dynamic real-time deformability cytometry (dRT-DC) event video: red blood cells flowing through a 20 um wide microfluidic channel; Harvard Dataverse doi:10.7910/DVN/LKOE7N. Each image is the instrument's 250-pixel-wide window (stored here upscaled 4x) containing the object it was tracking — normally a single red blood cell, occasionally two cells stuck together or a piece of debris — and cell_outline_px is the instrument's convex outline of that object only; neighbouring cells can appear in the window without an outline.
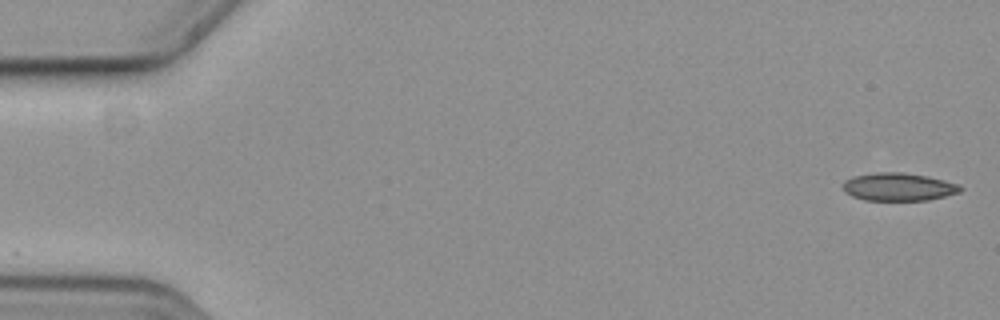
{"species": "common noctule bat (a hibernating species)", "species_latin": "Nyctalus noctula", "temperature_condition": "cold", "stored_images_in_passage": 57, "camera_frame_rate_fps": 3000, "um_per_image_px": 0.085, "animal": {"sex": "female", "body_mass_g": 19.3, "forearm_length_mm": 54.1}, "frame": {"image": 1, "passage_image": 1, "time_ms": 0.0, "image_size_px": [1000, 320], "cell_outline_px": [[964, 188], [960, 192], [928, 200], [864, 200], [852, 196], [844, 188], [844, 180], [852, 176], [876, 172], [904, 172], [928, 176], [960, 184]], "centroid_in_image_um": [76.41, 15.87], "position_along_channel_um": 8.6, "area_um2": 19.13}}
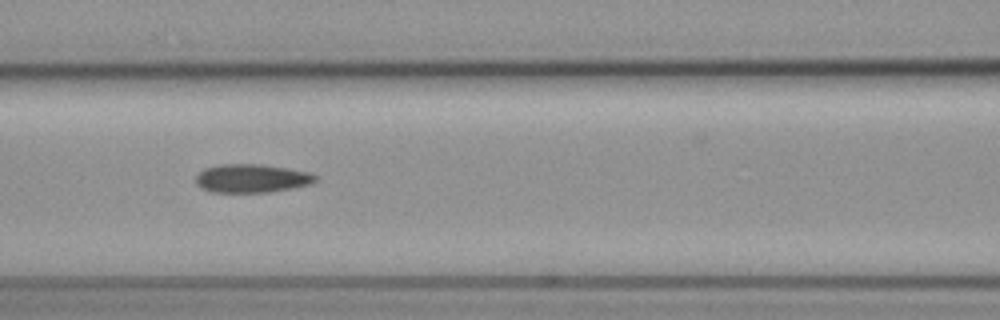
{"frame": {"image": 2, "passage_image": 24, "time_ms": 7.667, "image_size_px": [1000, 320], "cell_outline_px": [[316, 180], [308, 184], [268, 192], [212, 192], [200, 188], [196, 184], [196, 176], [204, 168], [216, 164], [260, 164], [308, 172], [316, 176]], "centroid_in_image_um": [21.3, 15.15], "position_along_channel_um": 145.3, "area_um2": 19.59}}
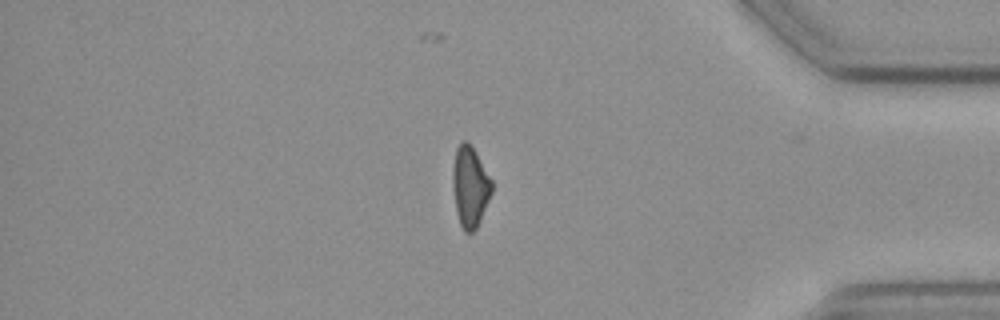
{"frame": {"image": 3, "passage_image": 47, "time_ms": 15.333, "image_size_px": [1000, 320], "cell_outline_px": [[492, 192], [480, 220], [476, 228], [472, 232], [464, 232], [460, 224], [456, 212], [452, 184], [452, 168], [456, 148], [464, 140], [472, 144], [492, 180]], "centroid_in_image_um": [39.94, 15.84], "position_along_channel_um": 395.3, "area_um2": 18.5}}